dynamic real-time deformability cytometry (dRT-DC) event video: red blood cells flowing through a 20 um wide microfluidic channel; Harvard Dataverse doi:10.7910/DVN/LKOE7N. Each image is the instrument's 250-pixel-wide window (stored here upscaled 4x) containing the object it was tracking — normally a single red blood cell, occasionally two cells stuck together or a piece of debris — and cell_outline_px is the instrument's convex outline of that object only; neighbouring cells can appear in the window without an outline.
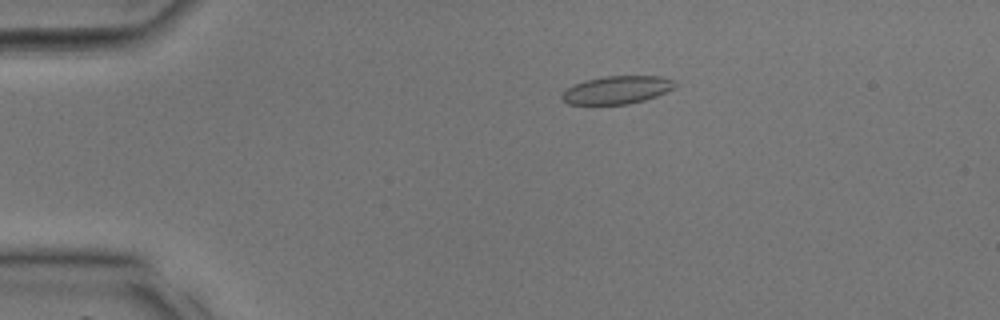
{"species": "common noctule bat (a hibernating species)", "species_latin": "Nyctalus noctula", "temperature_condition": "room temperature", "stored_images_in_passage": 31, "camera_frame_rate_fps": 3000, "um_per_image_px": 0.085, "animal": {"sex": "male", "body_mass_g": 17.9, "forearm_length_mm": 54.2}, "frame": {"image": 1, "passage_image": 2, "time_ms": 0.333, "image_size_px": [1000, 320], "cell_outline_px": [[676, 88], [656, 96], [644, 100], [628, 104], [568, 104], [560, 100], [560, 96], [568, 88], [584, 80], [604, 76], [660, 76], [676, 80]], "centroid_in_image_um": [52.46, 7.64], "position_along_channel_um": 32.5, "area_um2": 18.5}}
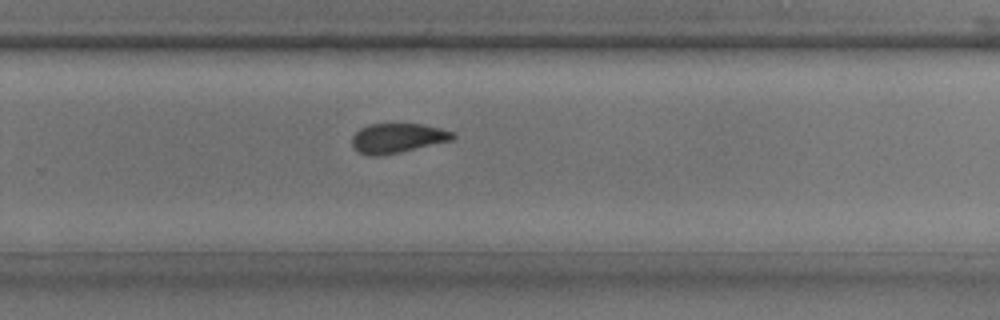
{"frame": {"image": 2, "passage_image": 19, "time_ms": 6.0, "image_size_px": [1000, 320], "cell_outline_px": [[456, 136], [452, 140], [396, 152], [376, 156], [368, 156], [352, 148], [352, 136], [360, 128], [368, 124], [420, 124], [440, 128], [456, 132]], "centroid_in_image_um": [33.76, 11.72], "position_along_channel_um": 296.0, "area_um2": 17.17}}
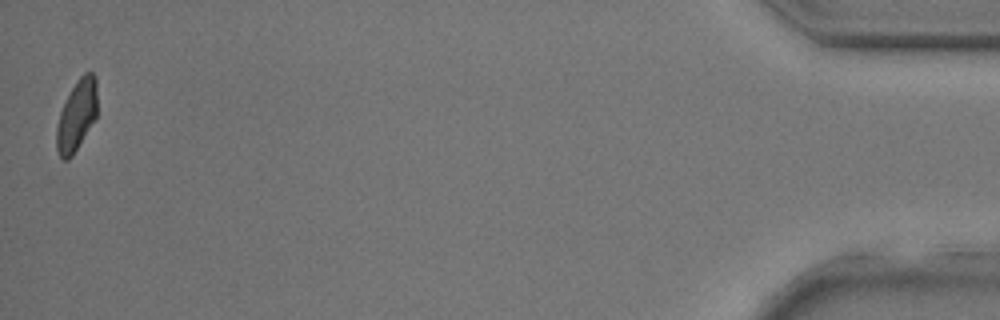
{"frame": {"image": 3, "passage_image": 31, "time_ms": 10.0, "image_size_px": [1000, 320], "cell_outline_px": [[96, 116], [72, 156], [68, 160], [64, 160], [60, 156], [56, 148], [56, 128], [60, 112], [76, 80], [84, 72], [92, 72], [96, 76]], "centroid_in_image_um": [6.51, 9.8], "position_along_channel_um": 428.7, "area_um2": 16.47}}